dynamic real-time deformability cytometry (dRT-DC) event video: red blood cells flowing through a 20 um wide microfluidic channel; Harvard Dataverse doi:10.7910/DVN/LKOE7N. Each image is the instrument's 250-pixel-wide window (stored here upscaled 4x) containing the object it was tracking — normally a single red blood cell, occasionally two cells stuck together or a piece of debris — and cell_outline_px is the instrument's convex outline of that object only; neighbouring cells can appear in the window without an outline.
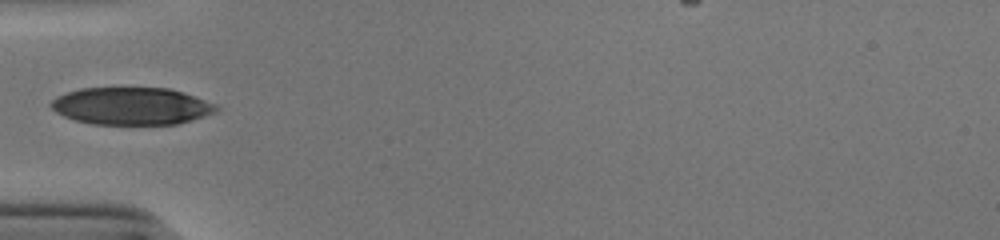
{"species": "human", "species_latin": "Homo sapiens", "temperature_condition": "cold", "stored_images_in_passage": 33, "camera_frame_rate_fps": 3000, "um_per_image_px": 0.085, "donor": {"sex": "male"}, "frame": {"image": 1, "passage_image": 1, "time_ms": 0.0, "image_size_px": [1000, 240], "cell_outline_px": [[220, 108], [216, 112], [192, 120], [176, 124], [92, 124], [76, 120], [64, 116], [56, 112], [48, 104], [56, 96], [80, 88], [168, 88], [184, 92], [216, 104]], "centroid_in_image_um": [11.18, 9.01], "position_along_channel_um": 73.8, "area_um2": 36.01}}
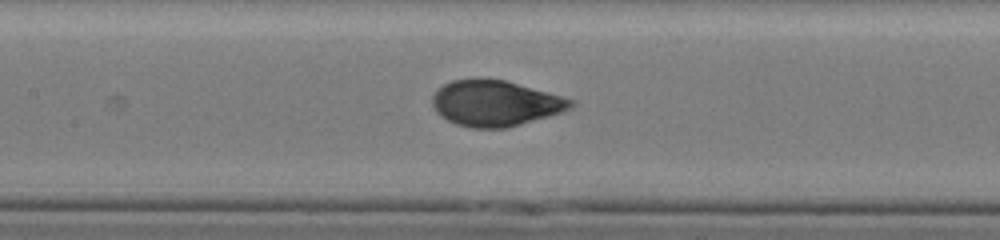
{"frame": {"image": 2, "passage_image": 8, "time_ms": 2.333, "image_size_px": [1000, 240], "cell_outline_px": [[576, 104], [572, 108], [560, 112], [520, 124], [504, 128], [472, 128], [456, 124], [440, 116], [436, 112], [432, 104], [432, 96], [444, 84], [452, 80], [476, 76], [480, 76], [504, 80], [548, 92], [576, 100]], "centroid_in_image_um": [42.08, 8.75], "position_along_channel_um": 165.3, "area_um2": 37.17}}
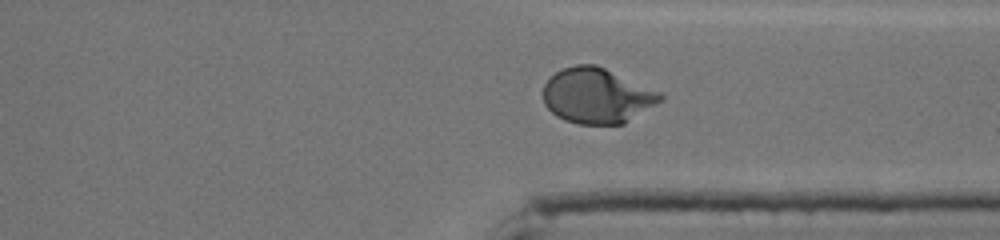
{"frame": {"image": 3, "passage_image": 23, "time_ms": 7.333, "image_size_px": [1000, 240], "cell_outline_px": [[664, 100], [624, 124], [576, 124], [564, 120], [556, 116], [544, 104], [544, 84], [556, 72], [564, 68], [576, 64], [596, 64], [664, 92]], "centroid_in_image_um": [50.8, 8.14], "position_along_channel_um": 360.6, "area_um2": 38.21}}